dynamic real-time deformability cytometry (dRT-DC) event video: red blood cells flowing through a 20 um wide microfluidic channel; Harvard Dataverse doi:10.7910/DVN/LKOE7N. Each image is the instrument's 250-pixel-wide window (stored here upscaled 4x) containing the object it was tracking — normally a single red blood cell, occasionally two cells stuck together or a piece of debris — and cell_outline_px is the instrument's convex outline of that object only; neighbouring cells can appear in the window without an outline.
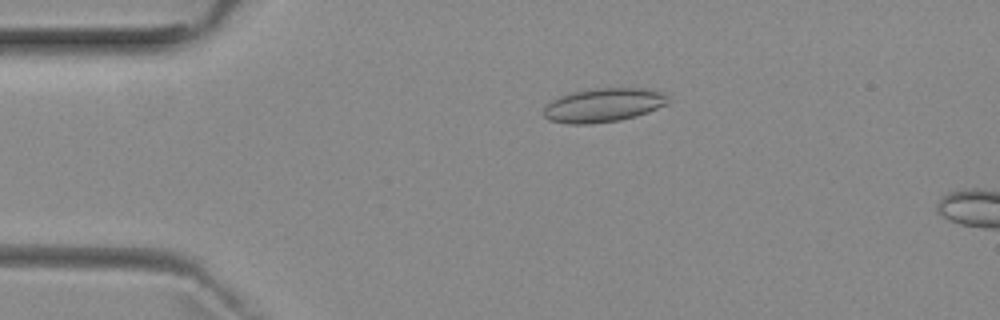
{"species": "common noctule bat (a hibernating species)", "species_latin": "Nyctalus noctula", "temperature_condition": "room temperature", "stored_images_in_passage": 4, "camera_frame_rate_fps": 3000, "um_per_image_px": 0.085, "animal": {"sex": "female", "body_mass_g": 29.2, "forearm_length_mm": 56.3}, "frame": {"image": 1, "passage_image": 2, "time_ms": 1.333, "image_size_px": [1000, 320], "cell_outline_px": [[672, 100], [668, 104], [648, 112], [636, 116], [620, 120], [592, 124], [568, 124], [548, 120], [544, 116], [544, 108], [552, 100], [560, 96], [572, 92], [588, 88], [648, 88], [664, 92]], "centroid_in_image_um": [51.34, 8.93], "position_along_channel_um": 33.7, "area_um2": 24.97}}